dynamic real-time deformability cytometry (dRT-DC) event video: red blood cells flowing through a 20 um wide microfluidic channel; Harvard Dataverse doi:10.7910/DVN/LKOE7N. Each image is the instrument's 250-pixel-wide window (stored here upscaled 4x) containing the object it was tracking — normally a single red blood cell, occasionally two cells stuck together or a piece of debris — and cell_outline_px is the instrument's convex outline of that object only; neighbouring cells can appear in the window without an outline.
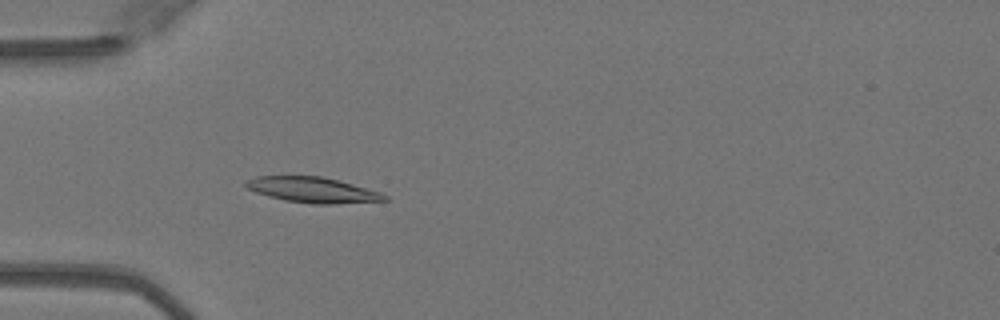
{"species": "Egyptian fruit bat (a non-hibernating species)", "species_latin": "Rousettus aegyptiacus", "temperature_condition": "warm", "stored_images_in_passage": 44, "camera_frame_rate_fps": 3000, "um_per_image_px": 0.085, "animal": {"sex": "female"}, "frame": {"image": 1, "passage_image": 10, "time_ms": 3.0, "image_size_px": [1000, 320], "cell_outline_px": [[388, 200], [336, 204], [312, 204], [284, 200], [268, 196], [256, 192], [248, 188], [244, 184], [244, 180], [256, 176], [320, 176], [352, 184], [380, 192], [388, 196]], "centroid_in_image_um": [26.55, 16.14], "position_along_channel_um": 58.5, "area_um2": 20.52}}
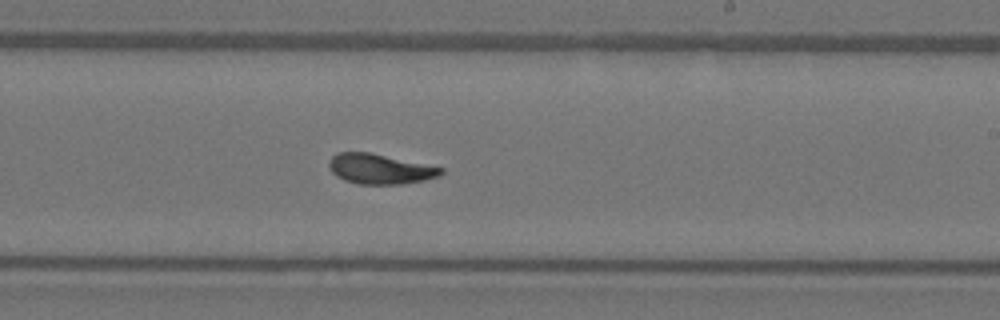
{"frame": {"image": 2, "passage_image": 25, "time_ms": 8.0, "image_size_px": [1000, 320], "cell_outline_px": [[444, 172], [440, 176], [424, 180], [400, 184], [360, 184], [344, 180], [336, 176], [328, 168], [328, 160], [336, 152], [368, 152], [444, 168]], "centroid_in_image_um": [32.26, 14.36], "position_along_channel_um": 256.7, "area_um2": 19.59}}
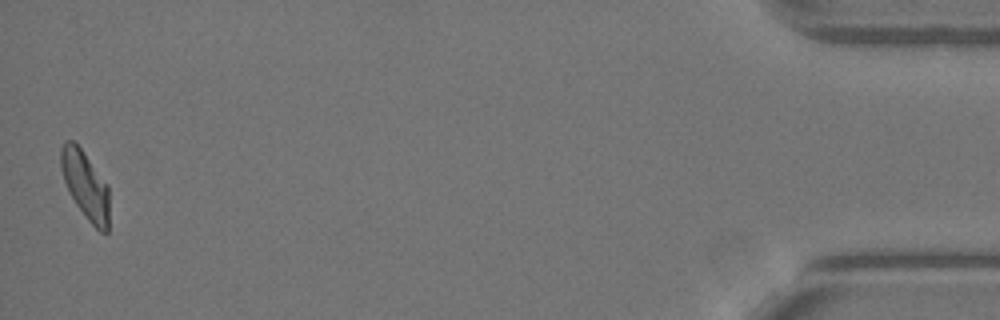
{"frame": {"image": 3, "passage_image": 44, "time_ms": 14.333, "image_size_px": [1000, 320], "cell_outline_px": [[108, 232], [100, 232], [88, 220], [76, 204], [64, 180], [60, 168], [60, 148], [64, 140], [72, 140], [80, 148], [108, 184]], "centroid_in_image_um": [7.24, 15.71], "position_along_channel_um": 428.0, "area_um2": 18.9}, "authors_computed_cell_mechanics": {"area_um2": 19.9988, "velocity_mm_per_s": 4.0827, "shape_relaxation_time_tau1_ms": 6.0688, "shape_relaxation_time_tau2_ms": 1.1324, "deformation_change_tau1": 0.1977, "deformation_change_tau2": 0.0566}}